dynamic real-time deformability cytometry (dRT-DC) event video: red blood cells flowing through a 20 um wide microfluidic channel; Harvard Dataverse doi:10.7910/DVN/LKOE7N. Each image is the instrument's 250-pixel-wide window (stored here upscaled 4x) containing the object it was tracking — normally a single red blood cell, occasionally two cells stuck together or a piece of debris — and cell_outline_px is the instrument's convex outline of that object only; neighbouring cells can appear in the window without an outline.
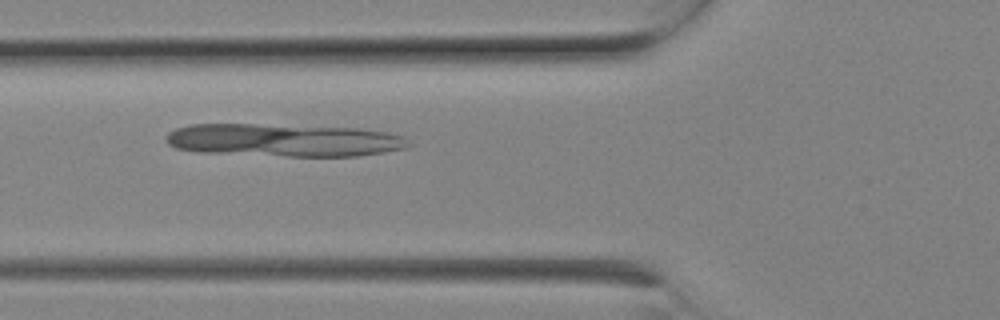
{"species": "Egyptian fruit bat (a non-hibernating species)", "species_latin": "Rousettus aegyptiacus", "temperature_condition": "room temperature", "stored_images_in_passage": 8, "camera_frame_rate_fps": 3000, "um_per_image_px": 0.085, "animal": {"sex": "female"}, "frame": {"image": 1, "passage_image": 7, "time_ms": 2.0, "image_size_px": [1000, 320], "cell_outline_px": [[412, 144], [404, 148], [384, 152], [360, 156], [288, 156], [200, 152], [176, 148], [168, 144], [164, 136], [168, 132], [176, 128], [192, 124], [252, 124], [356, 128], [388, 132], [404, 136]], "centroid_in_image_um": [24.12, 11.91], "position_along_channel_um": 101.7, "area_um2": 46.36}}
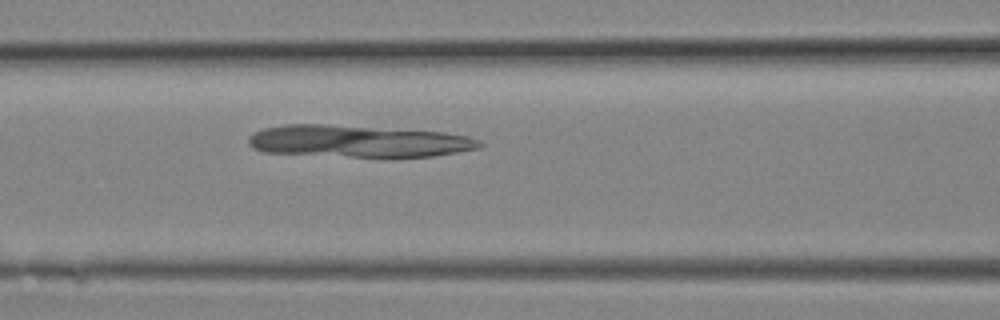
{"frame": {"image": 2, "passage_image": 8, "time_ms": 2.333, "image_size_px": [1000, 320], "cell_outline_px": [[484, 144], [480, 148], [432, 156], [392, 160], [384, 160], [264, 152], [252, 148], [248, 144], [248, 136], [252, 132], [264, 128], [284, 124], [324, 124], [444, 132], [468, 136], [480, 140]], "centroid_in_image_um": [30.45, 12.05], "position_along_channel_um": 136.1, "area_um2": 44.85}}